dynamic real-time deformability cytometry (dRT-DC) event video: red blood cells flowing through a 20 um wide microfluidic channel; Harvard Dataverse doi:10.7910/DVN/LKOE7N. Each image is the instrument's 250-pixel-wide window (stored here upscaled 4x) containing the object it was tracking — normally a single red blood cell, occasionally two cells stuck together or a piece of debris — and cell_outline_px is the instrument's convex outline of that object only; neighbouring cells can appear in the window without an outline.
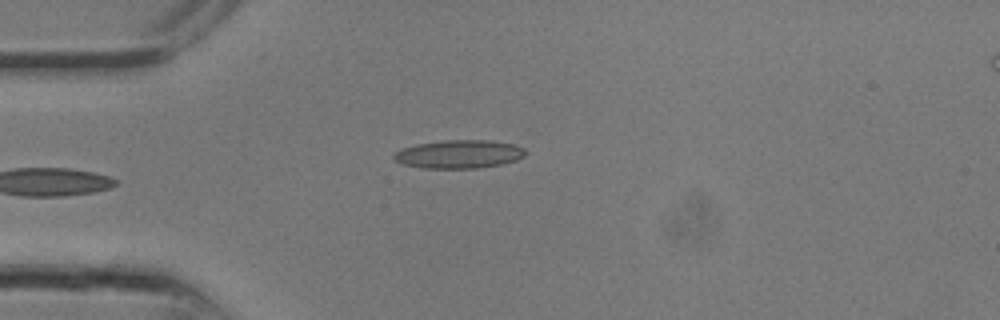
{"species": "common noctule bat (a hibernating species)", "species_latin": "Nyctalus noctula", "temperature_condition": "room temperature", "stored_images_in_passage": 9, "camera_frame_rate_fps": 3000, "um_per_image_px": 0.085, "animal": {"sex": "male", "body_mass_g": 13.3}, "frame": {"image": 1, "passage_image": 9, "time_ms": 2.667, "image_size_px": [1000, 320], "cell_outline_px": [[528, 152], [524, 156], [516, 160], [500, 164], [476, 168], [424, 168], [404, 164], [396, 160], [392, 156], [400, 148], [416, 144], [444, 140], [488, 140], [516, 144], [524, 148]], "centroid_in_image_um": [39.04, 13.09], "position_along_channel_um": 46.0, "area_um2": 21.73}}